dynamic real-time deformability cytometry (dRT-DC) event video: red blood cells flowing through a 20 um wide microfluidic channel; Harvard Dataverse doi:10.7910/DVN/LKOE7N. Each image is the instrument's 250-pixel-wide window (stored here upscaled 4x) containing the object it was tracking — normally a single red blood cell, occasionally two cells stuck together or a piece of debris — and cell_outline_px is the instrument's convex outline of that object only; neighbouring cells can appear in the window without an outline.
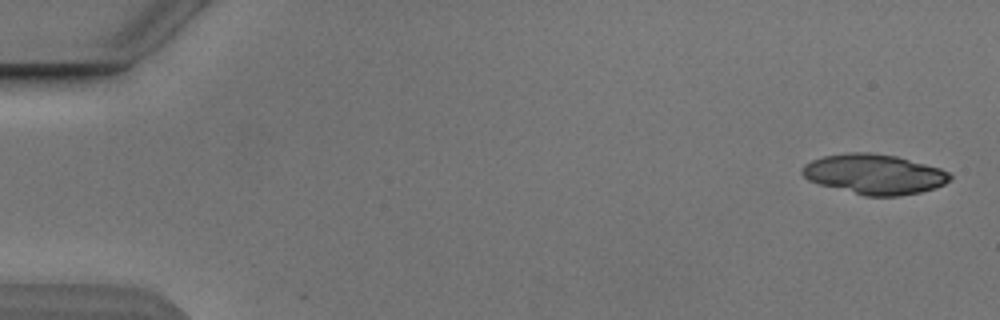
{"species": "Egyptian fruit bat (a non-hibernating species)", "species_latin": "Rousettus aegyptiacus", "temperature_condition": "cold", "stored_images_in_passage": 6, "camera_frame_rate_fps": 3000, "um_per_image_px": 0.085, "animal": {"sex": "male"}, "frame": {"image": 1, "passage_image": 1, "time_ms": 0.0, "image_size_px": [1000, 320], "cell_outline_px": [[952, 180], [936, 188], [920, 192], [900, 196], [864, 196], [820, 184], [808, 180], [800, 172], [800, 168], [804, 164], [812, 160], [824, 156], [848, 152], [872, 152], [896, 156], [940, 168], [948, 172], [952, 176]], "centroid_in_image_um": [74.31, 14.8], "position_along_channel_um": 10.7, "area_um2": 34.62}}
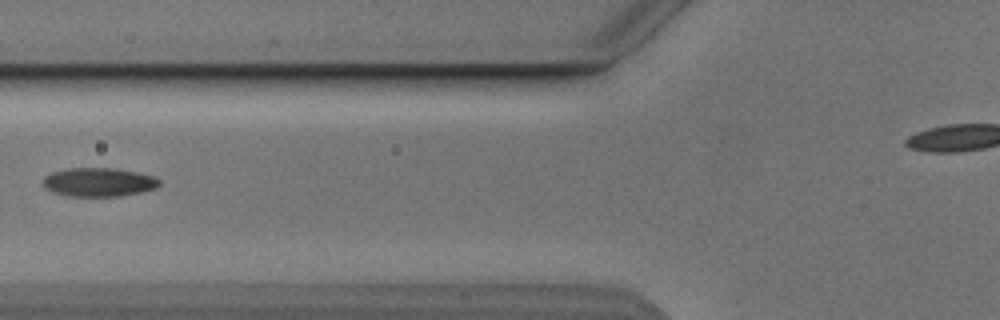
{"frame": {"image": 2, "passage_image": 6, "time_ms": 6.667, "image_size_px": [1000, 320], "cell_outline_px": [[160, 184], [156, 188], [140, 192], [120, 196], [68, 196], [52, 192], [44, 188], [44, 176], [52, 172], [68, 168], [112, 168], [136, 172], [156, 176], [160, 180]], "centroid_in_image_um": [8.39, 15.48], "position_along_channel_um": 117.4, "area_um2": 19.54}}